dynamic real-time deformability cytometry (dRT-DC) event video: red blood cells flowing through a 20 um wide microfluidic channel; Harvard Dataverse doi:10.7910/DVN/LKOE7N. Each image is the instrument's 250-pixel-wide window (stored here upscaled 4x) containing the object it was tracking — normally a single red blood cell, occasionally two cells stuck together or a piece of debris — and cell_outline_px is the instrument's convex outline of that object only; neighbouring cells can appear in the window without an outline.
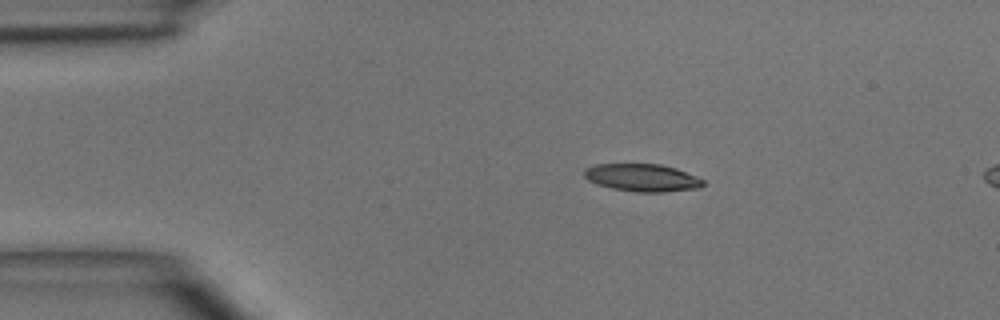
{"species": "common noctule bat (a hibernating species)", "species_latin": "Nyctalus noctula", "temperature_condition": "room temperature", "stored_images_in_passage": 4, "segment_of_instrument_passage": [1, 2], "camera_frame_rate_fps": 3000, "um_per_image_px": 0.085, "animal": {"sex": "male", "body_mass_g": 15.6}, "frame": {"image": 1, "passage_image": 2, "time_ms": 1.0, "image_size_px": [1000, 320], "cell_outline_px": [[704, 184], [700, 188], [664, 192], [636, 192], [612, 188], [596, 184], [588, 180], [584, 176], [584, 168], [596, 164], [660, 164], [676, 168], [696, 176], [704, 180]], "centroid_in_image_um": [54.59, 15.1], "position_along_channel_um": 30.4, "area_um2": 19.19}}